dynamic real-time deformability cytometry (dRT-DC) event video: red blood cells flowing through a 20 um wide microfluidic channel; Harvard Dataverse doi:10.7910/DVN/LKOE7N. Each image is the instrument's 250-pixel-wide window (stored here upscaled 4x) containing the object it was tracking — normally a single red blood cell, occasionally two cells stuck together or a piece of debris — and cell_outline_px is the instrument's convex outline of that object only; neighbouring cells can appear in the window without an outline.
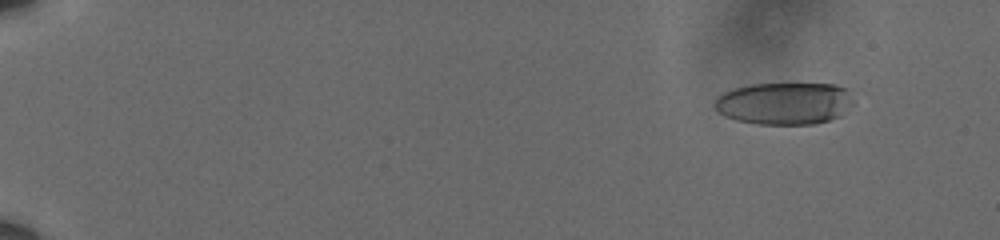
{"species": "human", "species_latin": "Homo sapiens", "temperature_condition": "cold", "stored_images_in_passage": 62, "camera_frame_rate_fps": 3000, "um_per_image_px": 0.085, "donor": {"sex": "male"}, "frame": {"image": 1, "passage_image": 8, "time_ms": 2.333, "image_size_px": [1000, 240], "cell_outline_px": [[852, 104], [840, 116], [816, 124], [756, 124], [736, 120], [724, 116], [716, 108], [716, 96], [724, 92], [736, 88], [752, 84], [836, 84], [848, 88], [852, 100]], "centroid_in_image_um": [66.69, 8.79], "position_along_channel_um": 18.3, "area_um2": 34.1}}
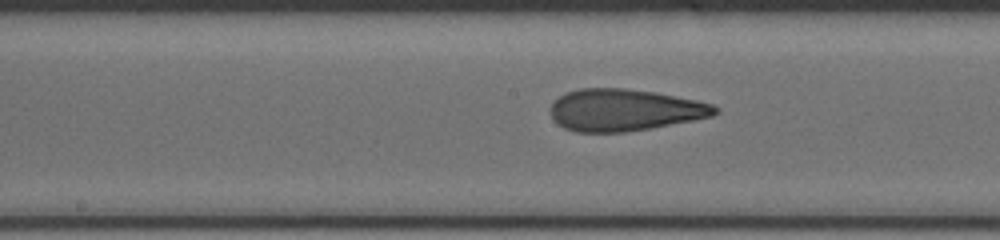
{"frame": {"image": 2, "passage_image": 36, "time_ms": 11.667, "image_size_px": [1000, 240], "cell_outline_px": [[720, 112], [712, 116], [692, 120], [648, 128], [624, 132], [576, 132], [564, 128], [552, 116], [548, 108], [552, 100], [568, 92], [580, 88], [624, 88], [656, 92], [696, 100], [712, 104], [720, 108]], "centroid_in_image_um": [53.06, 9.34], "position_along_channel_um": 195.1, "area_um2": 40.11}}
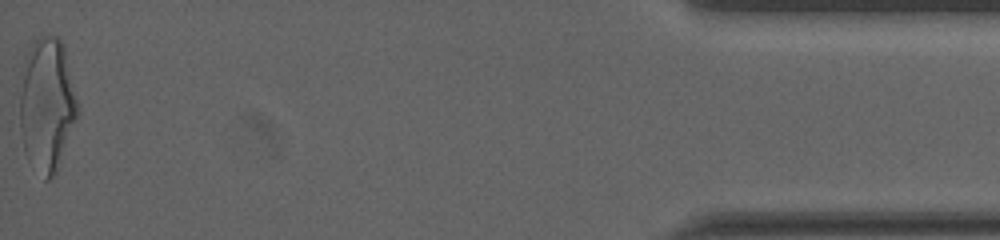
{"frame": {"image": 3, "passage_image": 62, "time_ms": 20.333, "image_size_px": [1000, 240], "cell_outline_px": [[80, 112], [56, 172], [48, 180], [44, 180], [28, 160], [24, 152], [20, 128], [20, 96], [28, 52], [32, 44], [40, 36], [56, 36], [64, 44], [80, 104]], "centroid_in_image_um": [4.04, 8.93], "position_along_channel_um": 431.2, "area_um2": 45.2}, "authors_computed_cell_mechanics": {"area_um2": 39.304, "velocity_mm_per_s": 3.6167, "shape_relaxation_time_tau1_ms": null, "shape_relaxation_time_tau2_ms": 1.8431, "deformation_change_tau1": null, "deformation_change_tau2": 0.1135}}